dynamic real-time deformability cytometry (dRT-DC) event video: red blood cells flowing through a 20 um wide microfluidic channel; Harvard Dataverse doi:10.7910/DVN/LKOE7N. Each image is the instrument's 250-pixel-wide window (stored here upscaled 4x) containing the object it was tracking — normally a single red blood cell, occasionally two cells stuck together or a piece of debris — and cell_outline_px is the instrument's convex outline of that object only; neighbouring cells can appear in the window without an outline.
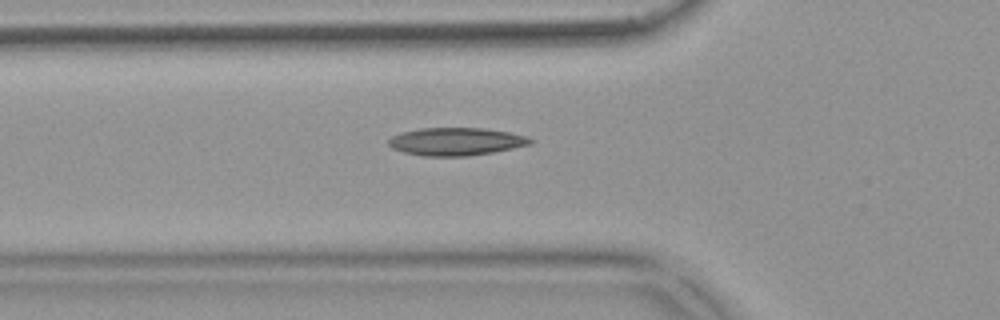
{"species": "common noctule bat (a hibernating species)", "species_latin": "Nyctalus noctula", "temperature_condition": "warm", "stored_images_in_passage": 35, "camera_frame_rate_fps": 3000, "um_per_image_px": 0.085, "animal": {"sex": "female", "body_mass_g": 18.4}, "frame": {"image": 1, "passage_image": 19, "time_ms": 6.0, "image_size_px": [1000, 320], "cell_outline_px": [[536, 140], [532, 144], [492, 152], [464, 156], [424, 156], [404, 152], [392, 148], [388, 144], [388, 140], [392, 136], [400, 132], [420, 128], [484, 128], [508, 132], [528, 136]], "centroid_in_image_um": [38.77, 12.02], "position_along_channel_um": 87.0, "area_um2": 23.0}}
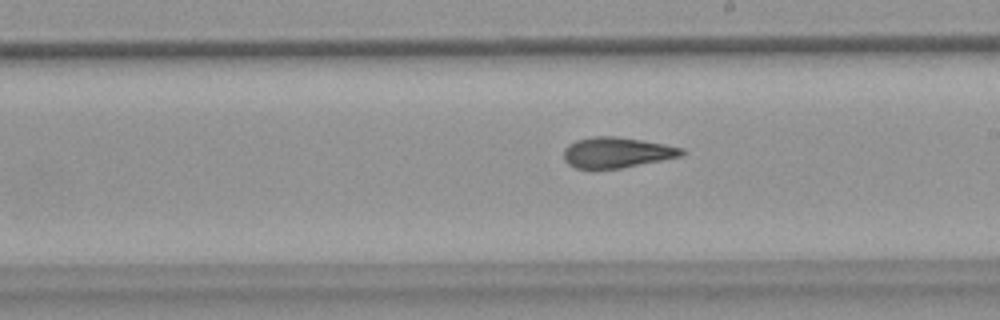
{"frame": {"image": 2, "passage_image": 31, "time_ms": 10.0, "image_size_px": [1000, 320], "cell_outline_px": [[684, 156], [620, 168], [592, 172], [588, 172], [576, 168], [568, 164], [564, 160], [564, 148], [568, 144], [576, 140], [592, 136], [616, 136], [664, 144], [684, 148]], "centroid_in_image_um": [52.36, 13.0], "position_along_channel_um": 236.6, "area_um2": 21.68}}
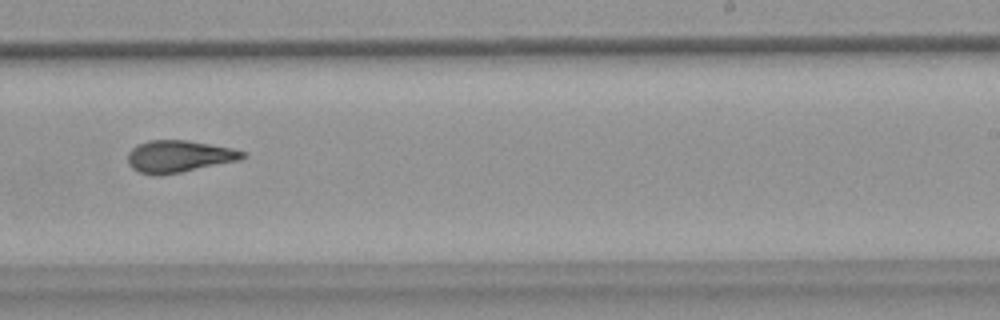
{"frame": {"image": 3, "passage_image": 34, "time_ms": 11.0, "image_size_px": [1000, 320], "cell_outline_px": [[248, 156], [240, 160], [160, 176], [152, 176], [140, 172], [132, 168], [128, 164], [128, 152], [136, 144], [148, 140], [188, 140], [232, 148], [244, 152]], "centroid_in_image_um": [15.18, 13.29], "position_along_channel_um": 273.8, "area_um2": 21.56}}